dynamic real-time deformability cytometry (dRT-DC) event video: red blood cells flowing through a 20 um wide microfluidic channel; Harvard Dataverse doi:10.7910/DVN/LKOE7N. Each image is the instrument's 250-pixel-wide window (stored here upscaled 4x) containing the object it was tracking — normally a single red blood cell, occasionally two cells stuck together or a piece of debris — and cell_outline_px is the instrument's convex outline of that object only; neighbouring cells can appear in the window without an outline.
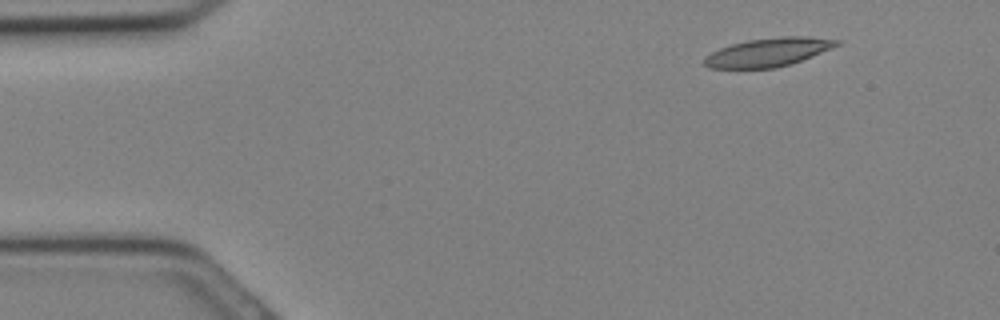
{"species": "Egyptian fruit bat (a non-hibernating species)", "species_latin": "Rousettus aegyptiacus", "temperature_condition": "cold", "stored_images_in_passage": 10, "camera_frame_rate_fps": 3000, "um_per_image_px": 0.085, "animal": {"sex": "female"}, "frame": {"image": 1, "passage_image": 4, "time_ms": 1.0, "image_size_px": [1000, 320], "cell_outline_px": [[840, 44], [832, 48], [812, 56], [776, 68], [708, 68], [704, 64], [704, 56], [720, 48], [732, 44], [748, 40], [780, 36], [808, 36], [840, 40]], "centroid_in_image_um": [65.29, 4.43], "position_along_channel_um": 19.7, "area_um2": 21.91}}